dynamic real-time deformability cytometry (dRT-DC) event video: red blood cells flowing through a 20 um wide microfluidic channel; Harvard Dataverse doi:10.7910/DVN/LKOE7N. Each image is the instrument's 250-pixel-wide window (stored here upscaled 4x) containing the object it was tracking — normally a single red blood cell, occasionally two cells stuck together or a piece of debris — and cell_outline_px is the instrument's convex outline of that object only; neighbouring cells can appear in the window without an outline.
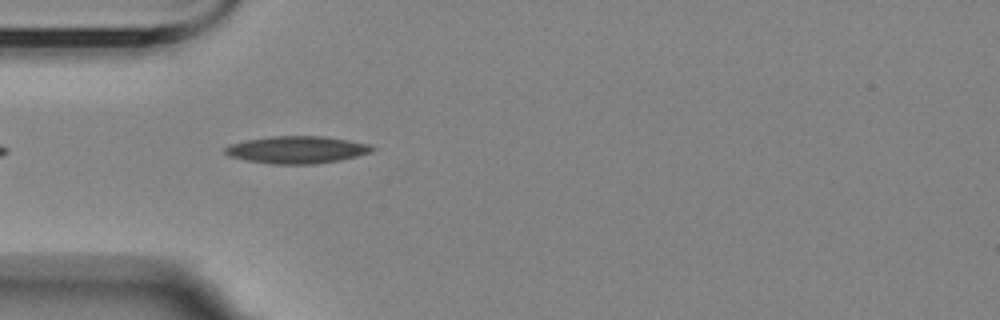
{"species": "Egyptian fruit bat (a non-hibernating species)", "species_latin": "Rousettus aegyptiacus", "temperature_condition": "room temperature", "stored_images_in_passage": 4, "camera_frame_rate_fps": 3000, "um_per_image_px": 0.085, "animal": {"sex": "female"}, "frame": {"image": 1, "passage_image": 3, "time_ms": 3.333, "image_size_px": [1000, 320], "cell_outline_px": [[376, 148], [372, 152], [340, 160], [312, 164], [272, 164], [244, 160], [228, 156], [224, 152], [224, 148], [232, 144], [248, 140], [272, 136], [324, 136], [348, 140], [368, 144]], "centroid_in_image_um": [25.23, 12.73], "position_along_channel_um": 59.8, "area_um2": 23.29}}
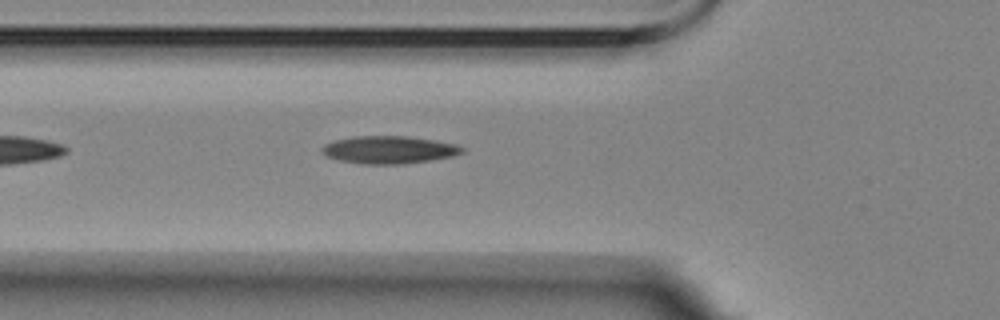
{"frame": {"image": 2, "passage_image": 4, "time_ms": 4.333, "image_size_px": [1000, 320], "cell_outline_px": [[464, 152], [452, 156], [404, 164], [364, 164], [340, 160], [324, 156], [320, 148], [324, 144], [336, 140], [352, 136], [408, 136], [436, 140], [456, 144], [464, 148]], "centroid_in_image_um": [33.04, 12.72], "position_along_channel_um": 92.8, "area_um2": 22.6}}